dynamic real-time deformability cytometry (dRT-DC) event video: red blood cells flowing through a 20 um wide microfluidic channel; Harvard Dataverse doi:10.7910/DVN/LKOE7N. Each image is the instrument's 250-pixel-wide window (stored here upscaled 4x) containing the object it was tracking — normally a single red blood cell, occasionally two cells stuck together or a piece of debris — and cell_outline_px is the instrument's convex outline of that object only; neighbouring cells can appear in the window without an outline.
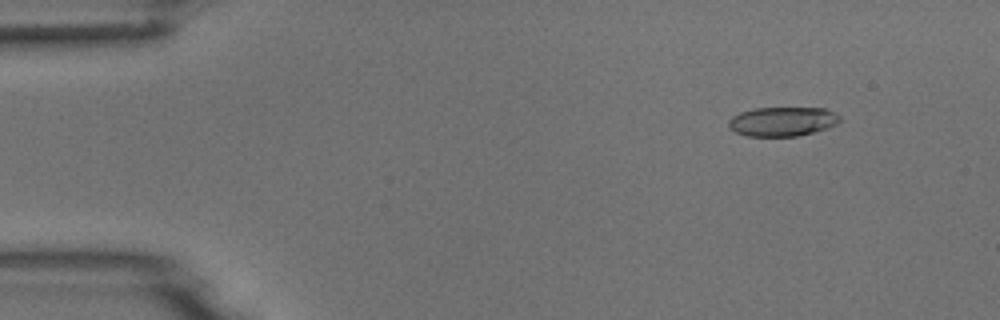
{"species": "common noctule bat (a hibernating species)", "species_latin": "Nyctalus noctula", "temperature_condition": "room temperature", "stored_images_in_passage": 5, "camera_frame_rate_fps": 3000, "um_per_image_px": 0.085, "animal": {"sex": "male", "body_mass_g": 18.8}, "frame": {"image": 1, "passage_image": 2, "time_ms": 1.0, "image_size_px": [1000, 320], "cell_outline_px": [[840, 120], [836, 124], [828, 128], [796, 136], [748, 136], [736, 132], [728, 124], [728, 120], [732, 116], [740, 112], [752, 108], [824, 108], [840, 116]], "centroid_in_image_um": [66.49, 10.32], "position_along_channel_um": 18.5, "area_um2": 18.84}}
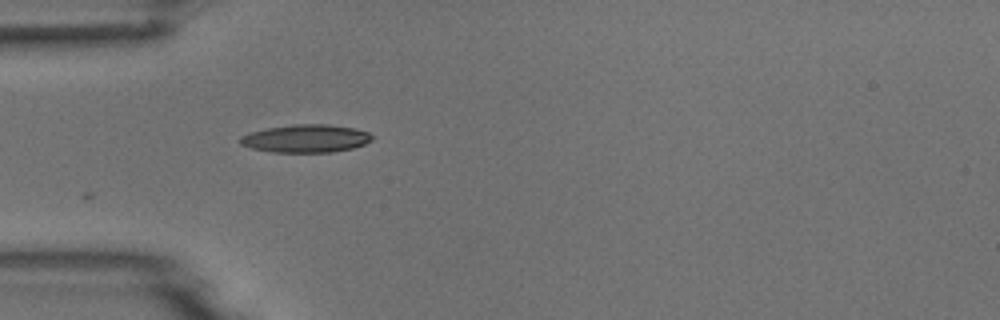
{"frame": {"image": 2, "passage_image": 5, "time_ms": 4.333, "image_size_px": [1000, 320], "cell_outline_px": [[376, 136], [372, 140], [364, 144], [352, 148], [332, 152], [272, 152], [252, 148], [240, 144], [236, 140], [240, 136], [248, 132], [268, 128], [292, 124], [328, 124], [352, 128], [368, 132]], "centroid_in_image_um": [25.97, 11.77], "position_along_channel_um": 59.0, "area_um2": 21.62}}